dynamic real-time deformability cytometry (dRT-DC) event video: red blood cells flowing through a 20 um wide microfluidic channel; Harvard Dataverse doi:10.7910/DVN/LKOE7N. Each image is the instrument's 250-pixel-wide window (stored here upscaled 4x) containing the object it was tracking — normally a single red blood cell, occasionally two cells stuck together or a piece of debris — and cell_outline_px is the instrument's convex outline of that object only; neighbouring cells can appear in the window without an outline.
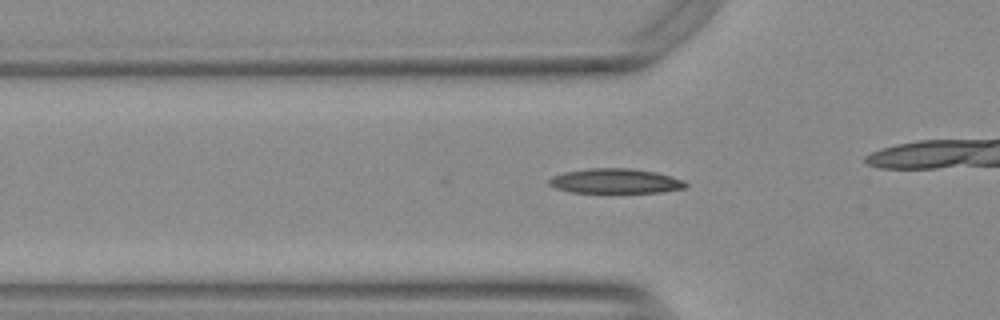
{"species": "Egyptian fruit bat (a non-hibernating species)", "species_latin": "Rousettus aegyptiacus", "temperature_condition": "warm", "stored_images_in_passage": 20, "camera_frame_rate_fps": 3000, "um_per_image_px": 0.085, "animal": {"sex": "female"}, "frame": {"image": 1, "passage_image": 12, "time_ms": 3.667, "image_size_px": [1000, 320], "cell_outline_px": [[688, 184], [684, 188], [660, 192], [568, 192], [556, 188], [548, 184], [548, 180], [552, 176], [564, 172], [588, 168], [628, 168], [656, 172], [672, 176], [684, 180]], "centroid_in_image_um": [52.29, 15.38], "position_along_channel_um": 73.5, "area_um2": 19.71}}